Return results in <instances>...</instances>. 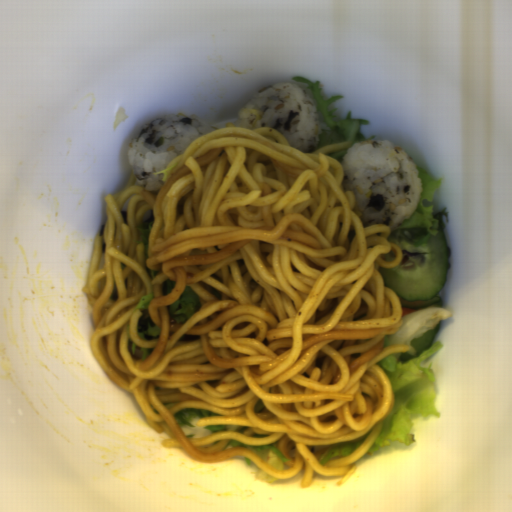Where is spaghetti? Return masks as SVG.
Returning a JSON list of instances; mask_svg holds the SVG:
<instances>
[{"label":"spaghetti","instance_id":"obj_1","mask_svg":"<svg viewBox=\"0 0 512 512\" xmlns=\"http://www.w3.org/2000/svg\"><path fill=\"white\" fill-rule=\"evenodd\" d=\"M291 147L272 127H226L199 136L167 166L153 196L136 184L104 198L83 292L94 306L90 346L105 372L131 393L149 425L198 462L245 456L279 479L301 469L348 481L392 412L391 381L378 363L411 345L384 347L403 325L402 304L379 268H395L401 247L386 224L364 227L345 169L326 155ZM128 202V226L121 208ZM155 217L145 255L138 226ZM176 281L162 296L163 280ZM189 285L202 307L185 324L167 311ZM152 294L149 309H136ZM151 316L159 340L138 321ZM141 347L153 348L141 361ZM213 411L197 426L226 425L186 438L173 414ZM366 440L350 455L319 463L340 442ZM279 441L289 469L269 467L230 441Z\"/></svg>","mask_w":512,"mask_h":512}]
</instances>
